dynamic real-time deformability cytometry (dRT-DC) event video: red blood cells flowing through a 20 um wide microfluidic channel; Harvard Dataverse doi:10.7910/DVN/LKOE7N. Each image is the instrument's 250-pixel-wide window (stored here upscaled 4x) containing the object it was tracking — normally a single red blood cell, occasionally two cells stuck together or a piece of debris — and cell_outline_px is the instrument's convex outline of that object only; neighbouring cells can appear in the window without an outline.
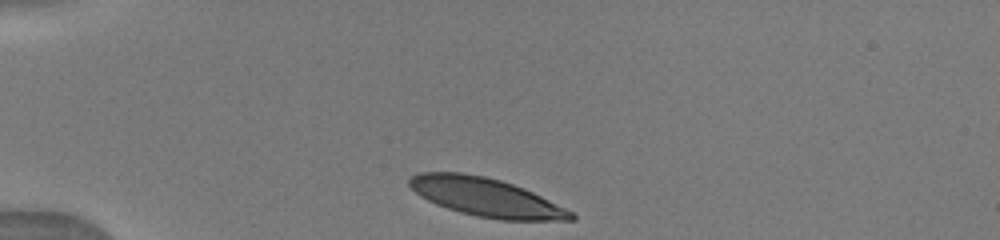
{"species": "human", "species_latin": "Homo sapiens", "temperature_condition": "warm", "stored_images_in_passage": 2, "camera_frame_rate_fps": 3000, "um_per_image_px": 0.085, "donor": {"sex": "male"}, "frame": {"image": 1, "passage_image": 1, "time_ms": 0.0, "image_size_px": [1000, 240], "cell_outline_px": [[576, 220], [500, 220], [476, 216], [460, 212], [436, 204], [420, 196], [408, 184], [408, 180], [412, 176], [420, 172], [460, 172], [484, 176], [500, 180], [524, 188], [572, 212], [576, 216]], "centroid_in_image_um": [41.29, 16.76], "position_along_channel_um": 43.7, "area_um2": 35.89}}